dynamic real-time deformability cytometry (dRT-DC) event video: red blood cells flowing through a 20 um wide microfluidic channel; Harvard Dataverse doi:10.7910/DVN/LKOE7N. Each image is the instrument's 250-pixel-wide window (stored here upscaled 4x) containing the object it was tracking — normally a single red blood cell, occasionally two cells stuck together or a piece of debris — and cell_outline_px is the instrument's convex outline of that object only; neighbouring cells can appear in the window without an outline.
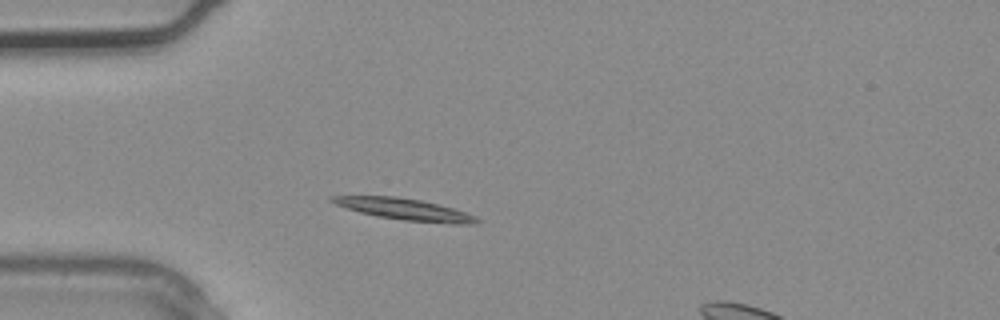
{"species": "common noctule bat (a hibernating species)", "species_latin": "Nyctalus noctula", "temperature_condition": "warm", "stored_images_in_passage": 3, "camera_frame_rate_fps": 3000, "um_per_image_px": 0.085, "animal": {"sex": "male", "body_mass_g": 20.4}, "frame": {"image": 1, "passage_image": 2, "time_ms": 0.333, "image_size_px": [1000, 320], "cell_outline_px": [[480, 220], [476, 224], [452, 224], [404, 220], [380, 216], [360, 212], [336, 204], [328, 200], [328, 196], [396, 196], [420, 200], [452, 208], [476, 216]], "centroid_in_image_um": [34.41, 17.79], "position_along_channel_um": 50.6, "area_um2": 17.86}}